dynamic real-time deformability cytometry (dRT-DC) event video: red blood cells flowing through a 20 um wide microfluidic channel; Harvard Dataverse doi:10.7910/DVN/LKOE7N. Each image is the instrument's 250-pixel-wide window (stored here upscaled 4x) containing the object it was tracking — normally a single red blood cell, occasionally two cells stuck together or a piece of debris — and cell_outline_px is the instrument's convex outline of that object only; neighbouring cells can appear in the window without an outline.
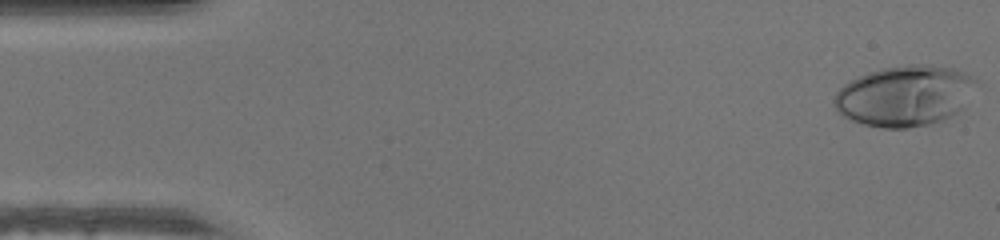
{"species": "human", "species_latin": "Homo sapiens", "temperature_condition": "warm", "stored_images_in_passage": 48, "camera_frame_rate_fps": 3000, "um_per_image_px": 0.085, "donor": {"sex": "male"}, "frame": {"image": 1, "passage_image": 1, "time_ms": 0.0, "image_size_px": [1000, 240], "cell_outline_px": [[980, 80], [964, 108], [952, 116], [944, 120], [932, 124], [908, 128], [880, 128], [864, 124], [852, 120], [836, 112], [832, 104], [832, 100], [836, 92], [844, 84], [868, 72], [884, 68], [908, 64], [928, 64], [956, 68]], "centroid_in_image_um": [76.94, 8.14], "position_along_channel_um": 8.1, "area_um2": 51.04}}
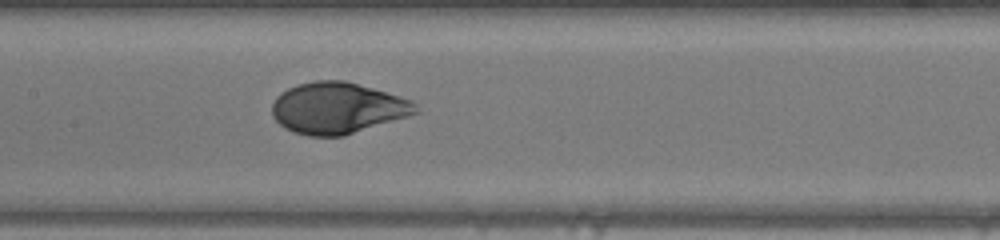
{"frame": {"image": 2, "passage_image": 23, "time_ms": 7.333, "image_size_px": [1000, 240], "cell_outline_px": [[420, 112], [408, 116], [344, 136], [308, 136], [292, 132], [284, 128], [272, 116], [272, 104], [276, 96], [280, 92], [296, 84], [316, 80], [344, 80], [400, 96], [412, 100], [416, 104]], "centroid_in_image_um": [28.67, 9.19], "position_along_channel_um": 178.7, "area_um2": 43.12}}
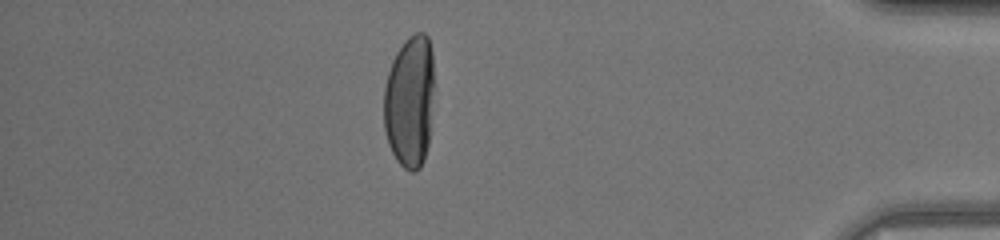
{"frame": {"image": 3, "passage_image": 42, "time_ms": 13.667, "image_size_px": [1000, 240], "cell_outline_px": [[436, 88], [428, 144], [424, 160], [420, 168], [416, 172], [412, 172], [404, 168], [396, 160], [388, 144], [384, 128], [384, 88], [388, 72], [392, 60], [396, 52], [408, 36], [416, 32], [424, 32], [428, 36], [432, 52]], "centroid_in_image_um": [34.86, 8.6], "position_along_channel_um": 400.3, "area_um2": 40.0}}